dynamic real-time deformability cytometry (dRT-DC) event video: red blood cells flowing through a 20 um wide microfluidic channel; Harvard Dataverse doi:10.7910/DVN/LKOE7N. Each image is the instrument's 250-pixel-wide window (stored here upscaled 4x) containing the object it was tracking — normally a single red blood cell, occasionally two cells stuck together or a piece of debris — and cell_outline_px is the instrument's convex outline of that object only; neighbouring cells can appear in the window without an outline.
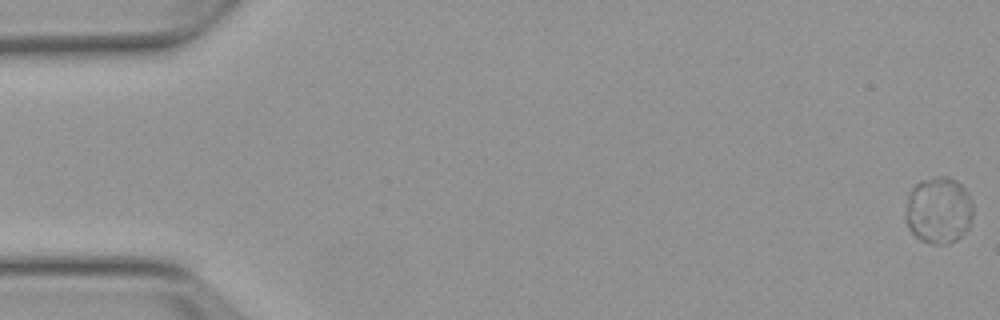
{"species": "Egyptian fruit bat (a non-hibernating species)", "species_latin": "Rousettus aegyptiacus", "temperature_condition": "warm", "stored_images_in_passage": 4, "camera_frame_rate_fps": 3000, "um_per_image_px": 0.085, "animal": {"sex": "female"}, "frame": {"image": 1, "passage_image": 1, "time_ms": 0.0, "image_size_px": [1000, 320], "cell_outline_px": [[972, 216], [968, 228], [956, 240], [948, 244], [932, 244], [920, 240], [908, 228], [904, 216], [908, 196], [912, 188], [920, 180], [936, 176], [948, 176], [956, 180], [968, 192], [972, 204]], "centroid_in_image_um": [79.77, 17.86], "position_along_channel_um": 5.2, "area_um2": 26.47}}